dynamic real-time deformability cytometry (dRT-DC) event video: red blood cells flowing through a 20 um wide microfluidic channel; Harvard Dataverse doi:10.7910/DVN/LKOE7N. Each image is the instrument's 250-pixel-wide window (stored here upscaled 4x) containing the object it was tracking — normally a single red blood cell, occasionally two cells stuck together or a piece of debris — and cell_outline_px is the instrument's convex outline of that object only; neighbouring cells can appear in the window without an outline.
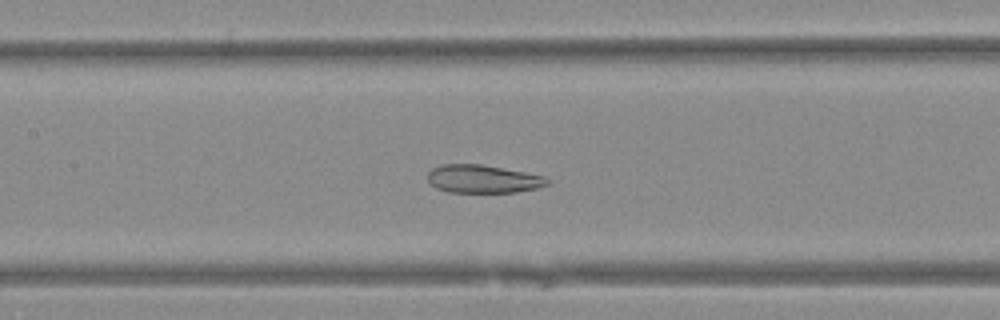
{"species": "Egyptian fruit bat (a non-hibernating species)", "species_latin": "Rousettus aegyptiacus", "temperature_condition": "warm", "stored_images_in_passage": 50, "camera_frame_rate_fps": 3000, "um_per_image_px": 0.085, "animal": {"sex": "female"}, "frame": {"image": 1, "passage_image": 23, "time_ms": 7.333, "image_size_px": [1000, 320], "cell_outline_px": [[552, 180], [548, 184], [536, 188], [516, 192], [448, 192], [436, 188], [428, 180], [428, 172], [432, 168], [440, 164], [480, 164], [524, 172], [544, 176]], "centroid_in_image_um": [41.04, 15.21], "position_along_channel_um": 166.4, "area_um2": 19.54}}
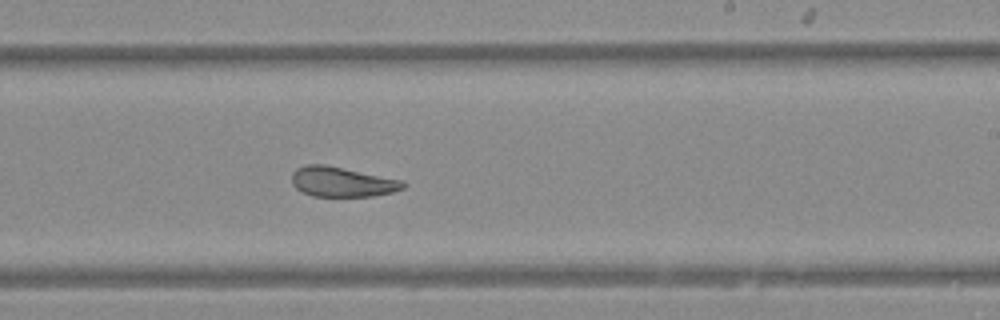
{"frame": {"image": 2, "passage_image": 30, "time_ms": 9.667, "image_size_px": [1000, 320], "cell_outline_px": [[408, 184], [404, 188], [392, 192], [372, 196], [312, 196], [296, 188], [292, 184], [292, 172], [296, 168], [308, 164], [324, 164], [404, 180]], "centroid_in_image_um": [29.09, 15.45], "position_along_channel_um": 259.9, "area_um2": 19.48}}
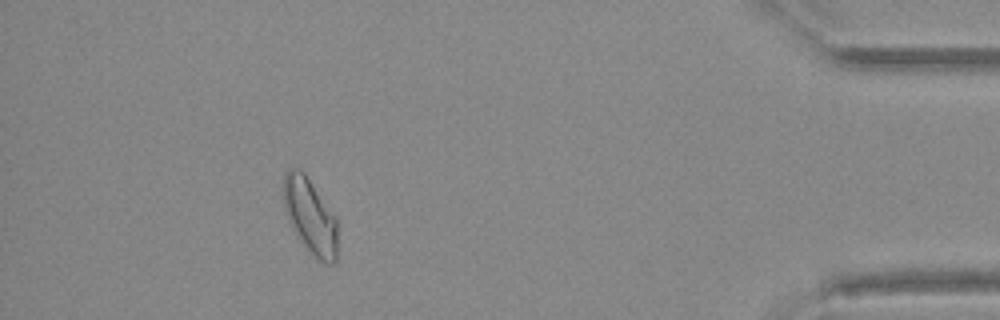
{"frame": {"image": 3, "passage_image": 45, "time_ms": 14.667, "image_size_px": [1000, 320], "cell_outline_px": [[336, 260], [332, 264], [324, 264], [308, 252], [292, 228], [288, 220], [284, 204], [284, 172], [292, 168], [300, 168], [304, 172], [336, 216]], "centroid_in_image_um": [26.36, 18.38], "position_along_channel_um": 408.8, "area_um2": 23.7}}